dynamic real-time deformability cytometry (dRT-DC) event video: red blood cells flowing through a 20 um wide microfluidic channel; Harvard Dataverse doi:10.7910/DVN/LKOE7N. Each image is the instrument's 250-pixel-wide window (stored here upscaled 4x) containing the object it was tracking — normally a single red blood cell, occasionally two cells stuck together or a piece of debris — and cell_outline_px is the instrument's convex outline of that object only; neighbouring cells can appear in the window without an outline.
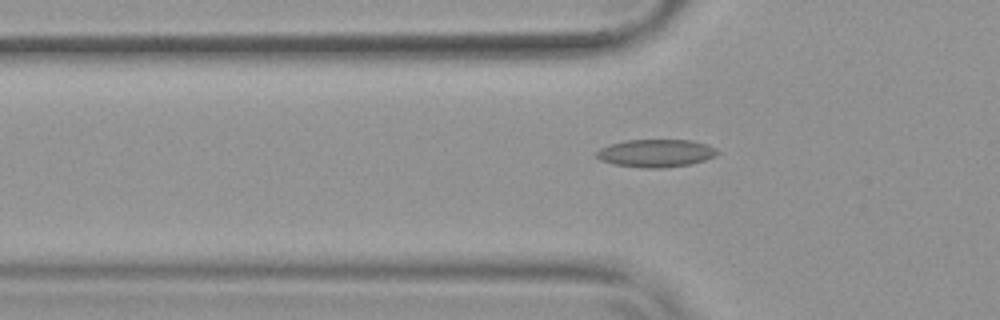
{"species": "common noctule bat (a hibernating species)", "species_latin": "Nyctalus noctula", "temperature_condition": "warm", "stored_images_in_passage": 50, "camera_frame_rate_fps": 3000, "um_per_image_px": 0.085, "animal": {"sex": "female", "body_mass_g": 19.9}, "frame": {"image": 1, "passage_image": 18, "time_ms": 5.667, "image_size_px": [1000, 320], "cell_outline_px": [[720, 152], [716, 156], [692, 164], [664, 168], [640, 168], [612, 164], [600, 160], [596, 156], [596, 152], [600, 148], [608, 144], [624, 140], [692, 140], [716, 148]], "centroid_in_image_um": [55.73, 13.03], "position_along_channel_um": 70.1, "area_um2": 19.83}}
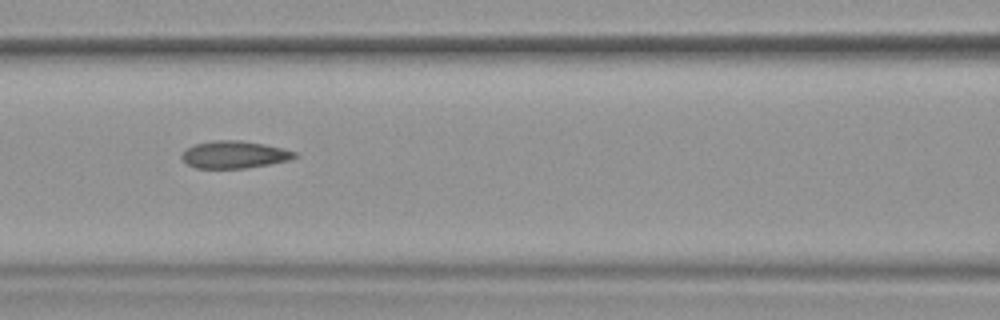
{"frame": {"image": 2, "passage_image": 24, "time_ms": 7.667, "image_size_px": [1000, 320], "cell_outline_px": [[300, 156], [288, 160], [268, 164], [244, 168], [196, 168], [188, 164], [180, 156], [188, 148], [196, 144], [216, 140], [240, 140], [264, 144], [296, 152]], "centroid_in_image_um": [19.93, 13.14], "position_along_channel_um": 146.7, "area_um2": 17.69}}
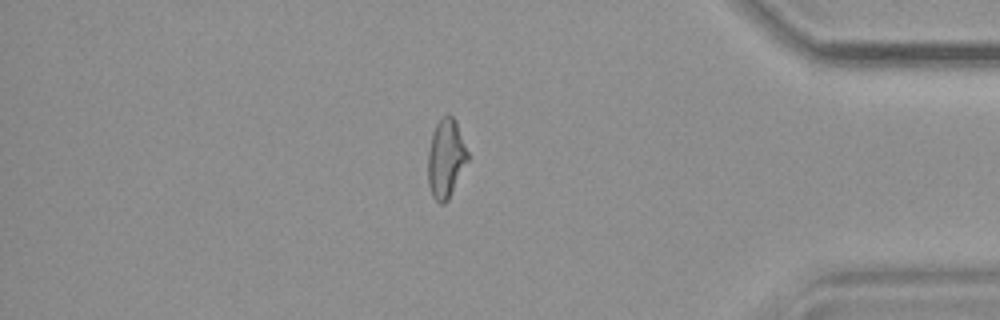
{"frame": {"image": 3, "passage_image": 46, "time_ms": 15.0, "image_size_px": [1000, 320], "cell_outline_px": [[468, 160], [448, 200], [444, 204], [440, 204], [432, 196], [428, 184], [428, 152], [432, 132], [436, 124], [448, 112], [456, 120], [468, 152]], "centroid_in_image_um": [37.89, 13.46], "position_along_channel_um": 397.3, "area_um2": 18.26}}